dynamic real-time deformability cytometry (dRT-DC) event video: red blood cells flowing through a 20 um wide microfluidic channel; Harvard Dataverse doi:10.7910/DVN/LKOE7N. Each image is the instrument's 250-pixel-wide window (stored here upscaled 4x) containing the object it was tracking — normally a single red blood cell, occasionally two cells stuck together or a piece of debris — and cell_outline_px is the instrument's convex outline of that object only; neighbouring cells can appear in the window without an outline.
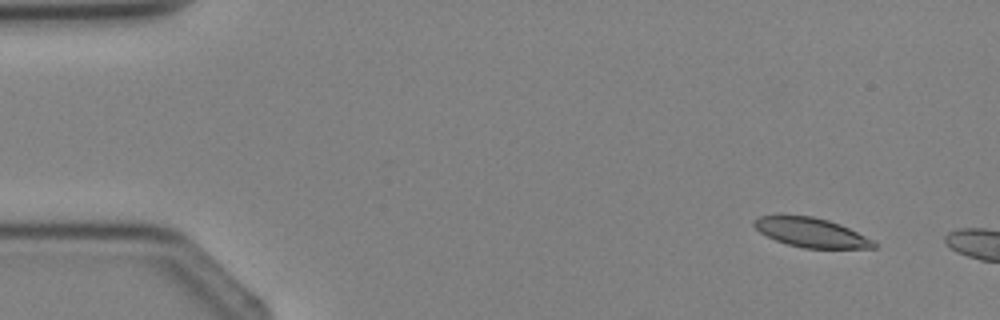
{"species": "Egyptian fruit bat (a non-hibernating species)", "species_latin": "Rousettus aegyptiacus", "temperature_condition": "cold", "stored_images_in_passage": 3, "camera_frame_rate_fps": 3000, "um_per_image_px": 0.085, "animal": {"sex": "female"}, "frame": {"image": 1, "passage_image": 2, "time_ms": 1.0, "image_size_px": [1000, 320], "cell_outline_px": [[876, 248], [804, 248], [788, 244], [776, 240], [760, 232], [752, 224], [752, 220], [760, 216], [812, 216], [828, 220], [840, 224], [872, 240], [876, 244]], "centroid_in_image_um": [68.93, 19.77], "position_along_channel_um": 16.1, "area_um2": 20.06}}